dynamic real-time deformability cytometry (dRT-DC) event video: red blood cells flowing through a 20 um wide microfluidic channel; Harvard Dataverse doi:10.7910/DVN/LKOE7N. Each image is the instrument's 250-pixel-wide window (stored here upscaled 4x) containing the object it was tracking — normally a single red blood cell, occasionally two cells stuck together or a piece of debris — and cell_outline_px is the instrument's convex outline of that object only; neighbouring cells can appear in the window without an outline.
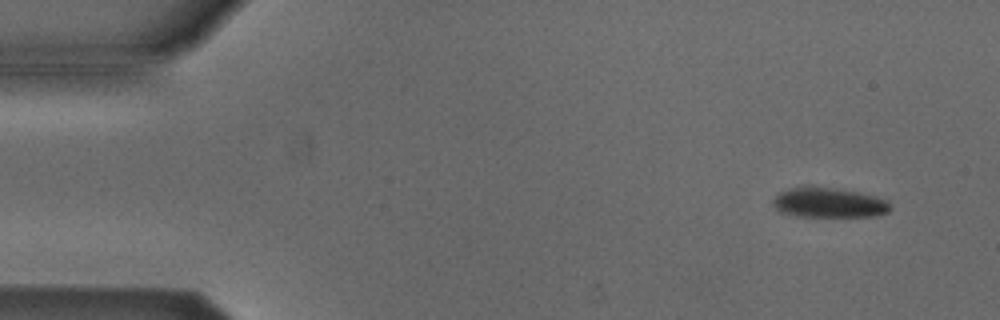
{"species": "Egyptian fruit bat (a non-hibernating species)", "species_latin": "Rousettus aegyptiacus", "temperature_condition": "cold", "stored_images_in_passage": 4, "camera_frame_rate_fps": 3000, "um_per_image_px": 0.085, "animal": {"sex": "male"}, "frame": {"image": 1, "passage_image": 1, "time_ms": 0.0, "image_size_px": [1000, 320], "cell_outline_px": [[892, 208], [888, 212], [876, 216], [796, 216], [780, 212], [772, 204], [772, 200], [780, 192], [788, 188], [804, 184], [812, 184], [860, 192], [876, 196], [888, 200]], "centroid_in_image_um": [70.43, 17.19], "position_along_channel_um": 14.6, "area_um2": 21.1}}